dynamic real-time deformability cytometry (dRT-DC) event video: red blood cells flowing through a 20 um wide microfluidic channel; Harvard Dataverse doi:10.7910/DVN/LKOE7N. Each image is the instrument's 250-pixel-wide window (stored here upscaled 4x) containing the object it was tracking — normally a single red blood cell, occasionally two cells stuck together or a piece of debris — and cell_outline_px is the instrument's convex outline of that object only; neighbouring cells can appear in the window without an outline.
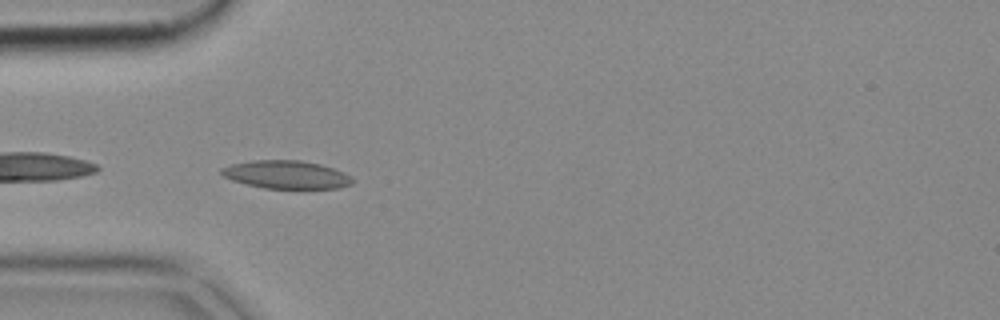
{"species": "common noctule bat (a hibernating species)", "species_latin": "Nyctalus noctula", "temperature_condition": "cold", "stored_images_in_passage": 31, "camera_frame_rate_fps": 3000, "um_per_image_px": 0.085, "animal": {"sex": "female", "body_mass_g": 18.4}, "frame": {"image": 1, "passage_image": 1, "time_ms": 0.0, "image_size_px": [1000, 320], "cell_outline_px": [[356, 180], [352, 184], [340, 188], [264, 188], [232, 180], [224, 176], [220, 172], [220, 168], [232, 164], [252, 160], [300, 160], [320, 164], [344, 172], [352, 176]], "centroid_in_image_um": [24.38, 14.84], "position_along_channel_um": 60.6, "area_um2": 21.44}}
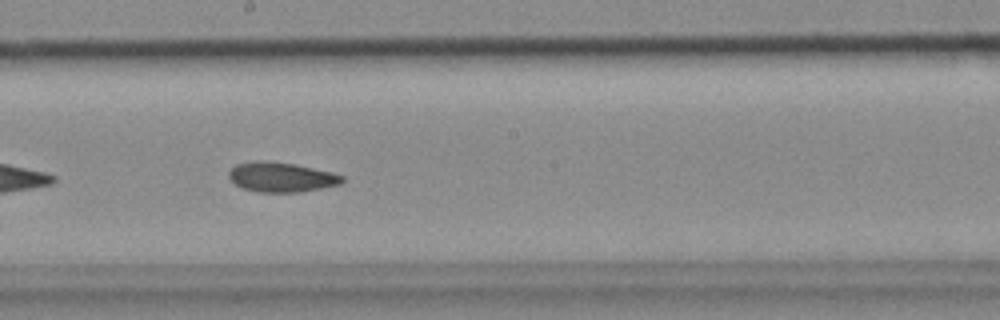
{"frame": {"image": 2, "passage_image": 14, "time_ms": 4.333, "image_size_px": [1000, 320], "cell_outline_px": [[344, 180], [340, 184], [300, 192], [260, 192], [244, 188], [236, 184], [228, 176], [228, 172], [236, 164], [256, 160], [292, 164], [332, 172], [344, 176]], "centroid_in_image_um": [23.91, 15.06], "position_along_channel_um": 224.3, "area_um2": 19.31}}
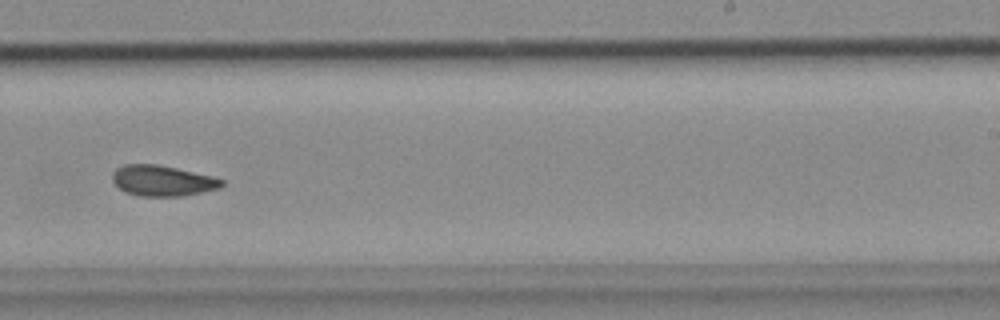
{"frame": {"image": 3, "passage_image": 18, "time_ms": 5.667, "image_size_px": [1000, 320], "cell_outline_px": [[224, 184], [220, 188], [184, 196], [140, 196], [124, 192], [112, 180], [112, 172], [116, 168], [124, 164], [156, 164], [176, 168], [212, 176], [224, 180]], "centroid_in_image_um": [13.8, 15.36], "position_along_channel_um": 275.2, "area_um2": 19.59}}